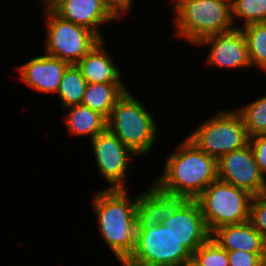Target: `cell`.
<instances>
[{
	"instance_id": "1",
	"label": "cell",
	"mask_w": 266,
	"mask_h": 266,
	"mask_svg": "<svg viewBox=\"0 0 266 266\" xmlns=\"http://www.w3.org/2000/svg\"><path fill=\"white\" fill-rule=\"evenodd\" d=\"M137 202L125 189H105L92 201L98 228L106 244L123 263L131 256L136 244Z\"/></svg>"
},
{
	"instance_id": "2",
	"label": "cell",
	"mask_w": 266,
	"mask_h": 266,
	"mask_svg": "<svg viewBox=\"0 0 266 266\" xmlns=\"http://www.w3.org/2000/svg\"><path fill=\"white\" fill-rule=\"evenodd\" d=\"M217 179V160L186 138L168 157L164 175L153 182L168 193L196 199Z\"/></svg>"
},
{
	"instance_id": "3",
	"label": "cell",
	"mask_w": 266,
	"mask_h": 266,
	"mask_svg": "<svg viewBox=\"0 0 266 266\" xmlns=\"http://www.w3.org/2000/svg\"><path fill=\"white\" fill-rule=\"evenodd\" d=\"M175 10V34L192 44L238 28L232 21L231 0H187Z\"/></svg>"
},
{
	"instance_id": "4",
	"label": "cell",
	"mask_w": 266,
	"mask_h": 266,
	"mask_svg": "<svg viewBox=\"0 0 266 266\" xmlns=\"http://www.w3.org/2000/svg\"><path fill=\"white\" fill-rule=\"evenodd\" d=\"M156 126L150 112L128 90L107 118V129L136 155L146 154L152 148Z\"/></svg>"
},
{
	"instance_id": "5",
	"label": "cell",
	"mask_w": 266,
	"mask_h": 266,
	"mask_svg": "<svg viewBox=\"0 0 266 266\" xmlns=\"http://www.w3.org/2000/svg\"><path fill=\"white\" fill-rule=\"evenodd\" d=\"M253 195L219 179L195 199L210 233L217 228L249 220Z\"/></svg>"
},
{
	"instance_id": "6",
	"label": "cell",
	"mask_w": 266,
	"mask_h": 266,
	"mask_svg": "<svg viewBox=\"0 0 266 266\" xmlns=\"http://www.w3.org/2000/svg\"><path fill=\"white\" fill-rule=\"evenodd\" d=\"M192 253L162 223L137 229L136 244L124 266H183Z\"/></svg>"
},
{
	"instance_id": "7",
	"label": "cell",
	"mask_w": 266,
	"mask_h": 266,
	"mask_svg": "<svg viewBox=\"0 0 266 266\" xmlns=\"http://www.w3.org/2000/svg\"><path fill=\"white\" fill-rule=\"evenodd\" d=\"M187 138L216 160L249 143L243 120L235 110L218 112L201 123Z\"/></svg>"
},
{
	"instance_id": "8",
	"label": "cell",
	"mask_w": 266,
	"mask_h": 266,
	"mask_svg": "<svg viewBox=\"0 0 266 266\" xmlns=\"http://www.w3.org/2000/svg\"><path fill=\"white\" fill-rule=\"evenodd\" d=\"M46 55L77 64L101 39L91 30L67 21L55 14L47 5Z\"/></svg>"
},
{
	"instance_id": "9",
	"label": "cell",
	"mask_w": 266,
	"mask_h": 266,
	"mask_svg": "<svg viewBox=\"0 0 266 266\" xmlns=\"http://www.w3.org/2000/svg\"><path fill=\"white\" fill-rule=\"evenodd\" d=\"M217 176L253 196L266 195V176L260 172L249 143L217 160Z\"/></svg>"
},
{
	"instance_id": "10",
	"label": "cell",
	"mask_w": 266,
	"mask_h": 266,
	"mask_svg": "<svg viewBox=\"0 0 266 266\" xmlns=\"http://www.w3.org/2000/svg\"><path fill=\"white\" fill-rule=\"evenodd\" d=\"M91 143L98 169L110 184L109 189H126L124 183L129 160L132 154H136L108 129L95 136Z\"/></svg>"
},
{
	"instance_id": "11",
	"label": "cell",
	"mask_w": 266,
	"mask_h": 266,
	"mask_svg": "<svg viewBox=\"0 0 266 266\" xmlns=\"http://www.w3.org/2000/svg\"><path fill=\"white\" fill-rule=\"evenodd\" d=\"M47 6L62 19L91 30L101 40L98 26L120 18L106 0H51Z\"/></svg>"
},
{
	"instance_id": "12",
	"label": "cell",
	"mask_w": 266,
	"mask_h": 266,
	"mask_svg": "<svg viewBox=\"0 0 266 266\" xmlns=\"http://www.w3.org/2000/svg\"><path fill=\"white\" fill-rule=\"evenodd\" d=\"M163 224L192 254L211 237L195 199H185Z\"/></svg>"
},
{
	"instance_id": "13",
	"label": "cell",
	"mask_w": 266,
	"mask_h": 266,
	"mask_svg": "<svg viewBox=\"0 0 266 266\" xmlns=\"http://www.w3.org/2000/svg\"><path fill=\"white\" fill-rule=\"evenodd\" d=\"M208 43H213V46L207 57V65L227 68L251 67L246 39L240 28L205 37L197 45Z\"/></svg>"
},
{
	"instance_id": "14",
	"label": "cell",
	"mask_w": 266,
	"mask_h": 266,
	"mask_svg": "<svg viewBox=\"0 0 266 266\" xmlns=\"http://www.w3.org/2000/svg\"><path fill=\"white\" fill-rule=\"evenodd\" d=\"M184 200L180 195L162 190L153 182L145 193L138 195L137 229L162 224Z\"/></svg>"
},
{
	"instance_id": "15",
	"label": "cell",
	"mask_w": 266,
	"mask_h": 266,
	"mask_svg": "<svg viewBox=\"0 0 266 266\" xmlns=\"http://www.w3.org/2000/svg\"><path fill=\"white\" fill-rule=\"evenodd\" d=\"M70 64L45 55L34 57L18 67L20 77L35 91L57 93L63 74Z\"/></svg>"
},
{
	"instance_id": "16",
	"label": "cell",
	"mask_w": 266,
	"mask_h": 266,
	"mask_svg": "<svg viewBox=\"0 0 266 266\" xmlns=\"http://www.w3.org/2000/svg\"><path fill=\"white\" fill-rule=\"evenodd\" d=\"M211 237L227 251L266 254V241L249 220L221 226L211 233Z\"/></svg>"
},
{
	"instance_id": "17",
	"label": "cell",
	"mask_w": 266,
	"mask_h": 266,
	"mask_svg": "<svg viewBox=\"0 0 266 266\" xmlns=\"http://www.w3.org/2000/svg\"><path fill=\"white\" fill-rule=\"evenodd\" d=\"M100 40L76 65L82 71L87 83H122L121 71Z\"/></svg>"
},
{
	"instance_id": "18",
	"label": "cell",
	"mask_w": 266,
	"mask_h": 266,
	"mask_svg": "<svg viewBox=\"0 0 266 266\" xmlns=\"http://www.w3.org/2000/svg\"><path fill=\"white\" fill-rule=\"evenodd\" d=\"M126 91L122 83H87L81 104L108 118L112 108Z\"/></svg>"
},
{
	"instance_id": "19",
	"label": "cell",
	"mask_w": 266,
	"mask_h": 266,
	"mask_svg": "<svg viewBox=\"0 0 266 266\" xmlns=\"http://www.w3.org/2000/svg\"><path fill=\"white\" fill-rule=\"evenodd\" d=\"M71 108L65 119L68 132L76 136L90 135L91 140L107 129V118L101 113L91 110L82 104L66 107Z\"/></svg>"
},
{
	"instance_id": "20",
	"label": "cell",
	"mask_w": 266,
	"mask_h": 266,
	"mask_svg": "<svg viewBox=\"0 0 266 266\" xmlns=\"http://www.w3.org/2000/svg\"><path fill=\"white\" fill-rule=\"evenodd\" d=\"M87 82L76 64H70L65 70L58 88L63 108L82 103Z\"/></svg>"
},
{
	"instance_id": "21",
	"label": "cell",
	"mask_w": 266,
	"mask_h": 266,
	"mask_svg": "<svg viewBox=\"0 0 266 266\" xmlns=\"http://www.w3.org/2000/svg\"><path fill=\"white\" fill-rule=\"evenodd\" d=\"M238 28L245 36L251 67L256 64L266 71V22L250 23Z\"/></svg>"
},
{
	"instance_id": "22",
	"label": "cell",
	"mask_w": 266,
	"mask_h": 266,
	"mask_svg": "<svg viewBox=\"0 0 266 266\" xmlns=\"http://www.w3.org/2000/svg\"><path fill=\"white\" fill-rule=\"evenodd\" d=\"M243 120L247 135H266V95L235 110Z\"/></svg>"
},
{
	"instance_id": "23",
	"label": "cell",
	"mask_w": 266,
	"mask_h": 266,
	"mask_svg": "<svg viewBox=\"0 0 266 266\" xmlns=\"http://www.w3.org/2000/svg\"><path fill=\"white\" fill-rule=\"evenodd\" d=\"M232 21L244 18V26L266 22V0H231Z\"/></svg>"
},
{
	"instance_id": "24",
	"label": "cell",
	"mask_w": 266,
	"mask_h": 266,
	"mask_svg": "<svg viewBox=\"0 0 266 266\" xmlns=\"http://www.w3.org/2000/svg\"><path fill=\"white\" fill-rule=\"evenodd\" d=\"M192 259L200 266H229L228 251L212 237L196 249Z\"/></svg>"
},
{
	"instance_id": "25",
	"label": "cell",
	"mask_w": 266,
	"mask_h": 266,
	"mask_svg": "<svg viewBox=\"0 0 266 266\" xmlns=\"http://www.w3.org/2000/svg\"><path fill=\"white\" fill-rule=\"evenodd\" d=\"M249 221L266 241V195L253 197Z\"/></svg>"
},
{
	"instance_id": "26",
	"label": "cell",
	"mask_w": 266,
	"mask_h": 266,
	"mask_svg": "<svg viewBox=\"0 0 266 266\" xmlns=\"http://www.w3.org/2000/svg\"><path fill=\"white\" fill-rule=\"evenodd\" d=\"M266 260V254H256L242 250L228 251L229 266H259Z\"/></svg>"
},
{
	"instance_id": "27",
	"label": "cell",
	"mask_w": 266,
	"mask_h": 266,
	"mask_svg": "<svg viewBox=\"0 0 266 266\" xmlns=\"http://www.w3.org/2000/svg\"><path fill=\"white\" fill-rule=\"evenodd\" d=\"M249 144L252 147L255 162L260 172L266 173V135H256L249 137Z\"/></svg>"
},
{
	"instance_id": "28",
	"label": "cell",
	"mask_w": 266,
	"mask_h": 266,
	"mask_svg": "<svg viewBox=\"0 0 266 266\" xmlns=\"http://www.w3.org/2000/svg\"><path fill=\"white\" fill-rule=\"evenodd\" d=\"M108 4L121 16V13H127L132 5V0H106Z\"/></svg>"
},
{
	"instance_id": "29",
	"label": "cell",
	"mask_w": 266,
	"mask_h": 266,
	"mask_svg": "<svg viewBox=\"0 0 266 266\" xmlns=\"http://www.w3.org/2000/svg\"><path fill=\"white\" fill-rule=\"evenodd\" d=\"M183 266H200L193 259L188 260Z\"/></svg>"
},
{
	"instance_id": "30",
	"label": "cell",
	"mask_w": 266,
	"mask_h": 266,
	"mask_svg": "<svg viewBox=\"0 0 266 266\" xmlns=\"http://www.w3.org/2000/svg\"><path fill=\"white\" fill-rule=\"evenodd\" d=\"M187 0H173L172 2H174V7L175 9L182 3V2H185Z\"/></svg>"
},
{
	"instance_id": "31",
	"label": "cell",
	"mask_w": 266,
	"mask_h": 266,
	"mask_svg": "<svg viewBox=\"0 0 266 266\" xmlns=\"http://www.w3.org/2000/svg\"><path fill=\"white\" fill-rule=\"evenodd\" d=\"M51 0H43L42 2H45L44 5L46 6Z\"/></svg>"
},
{
	"instance_id": "32",
	"label": "cell",
	"mask_w": 266,
	"mask_h": 266,
	"mask_svg": "<svg viewBox=\"0 0 266 266\" xmlns=\"http://www.w3.org/2000/svg\"><path fill=\"white\" fill-rule=\"evenodd\" d=\"M259 266H266V260L263 261Z\"/></svg>"
}]
</instances>
